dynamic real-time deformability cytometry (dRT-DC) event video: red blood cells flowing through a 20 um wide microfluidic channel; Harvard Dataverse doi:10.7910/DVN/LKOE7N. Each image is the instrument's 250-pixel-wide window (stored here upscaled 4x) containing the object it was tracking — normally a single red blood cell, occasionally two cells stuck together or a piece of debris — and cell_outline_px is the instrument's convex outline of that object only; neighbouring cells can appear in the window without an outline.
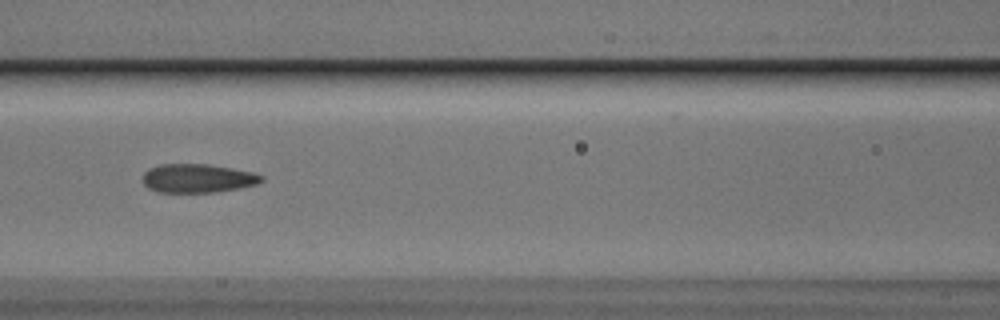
{"species": "Egyptian fruit bat (a non-hibernating species)", "species_latin": "Rousettus aegyptiacus", "temperature_condition": "cold", "stored_images_in_passage": 22, "camera_frame_rate_fps": 3000, "um_per_image_px": 0.085, "animal": {"sex": "male"}, "frame": {"image": 1, "passage_image": 10, "time_ms": 3.0, "image_size_px": [1000, 320], "cell_outline_px": [[264, 180], [256, 184], [216, 192], [156, 192], [148, 188], [144, 184], [144, 172], [160, 164], [208, 164], [232, 168], [252, 172], [264, 176]], "centroid_in_image_um": [16.81, 15.15], "position_along_channel_um": 149.8, "area_um2": 19.71}}
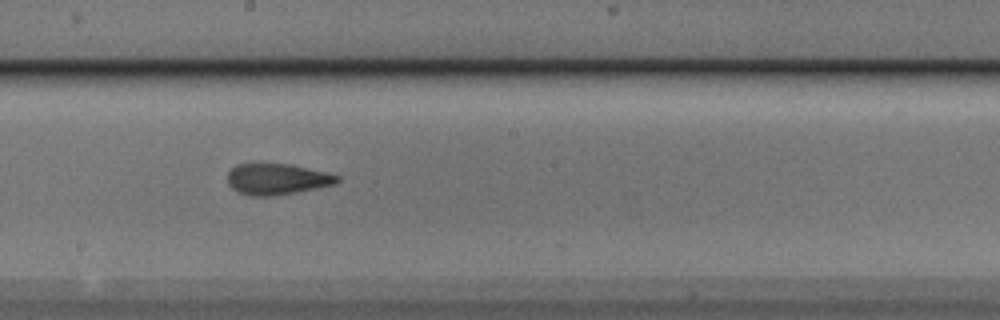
{"frame": {"image": 2, "passage_image": 16, "time_ms": 5.0, "image_size_px": [1000, 320], "cell_outline_px": [[340, 180], [336, 184], [320, 188], [276, 196], [248, 196], [232, 188], [228, 184], [228, 172], [236, 164], [292, 164], [340, 176]], "centroid_in_image_um": [23.57, 15.24], "position_along_channel_um": 224.6, "area_um2": 20.0}}
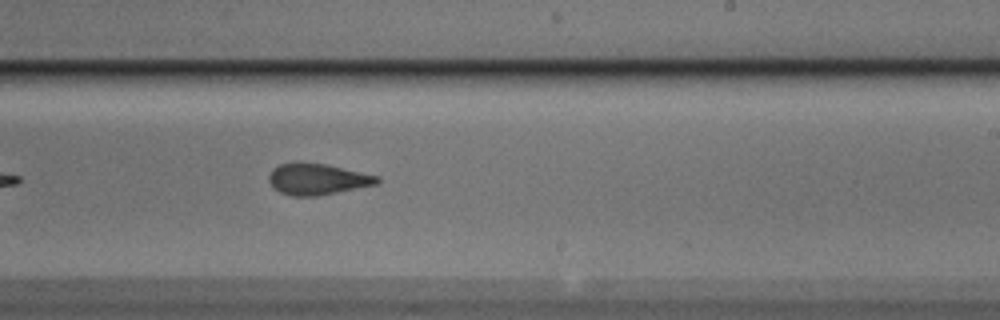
{"frame": {"image": 3, "passage_image": 19, "time_ms": 6.0, "image_size_px": [1000, 320], "cell_outline_px": [[380, 180], [376, 184], [316, 196], [292, 196], [280, 192], [272, 188], [268, 180], [268, 176], [272, 168], [280, 164], [300, 160], [324, 164], [380, 176]], "centroid_in_image_um": [26.9, 15.2], "position_along_channel_um": 262.1, "area_um2": 19.88}}